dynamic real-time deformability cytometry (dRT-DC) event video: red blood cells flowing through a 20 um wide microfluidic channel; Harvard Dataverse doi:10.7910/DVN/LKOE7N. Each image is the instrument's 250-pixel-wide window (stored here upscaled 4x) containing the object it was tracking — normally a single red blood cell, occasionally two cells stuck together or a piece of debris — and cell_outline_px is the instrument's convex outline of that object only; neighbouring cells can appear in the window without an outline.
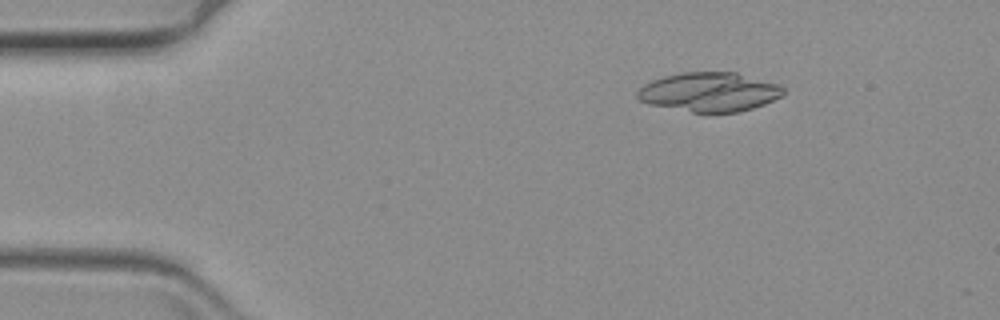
{"species": "common noctule bat (a hibernating species)", "species_latin": "Nyctalus noctula", "temperature_condition": "warm", "stored_images_in_passage": 20, "camera_frame_rate_fps": 3000, "um_per_image_px": 0.085, "animal": {"sex": "female", "body_mass_g": 19.3, "forearm_length_mm": 54.1}, "frame": {"image": 1, "passage_image": 9, "time_ms": 2.667, "image_size_px": [1000, 320], "cell_outline_px": [[784, 96], [764, 104], [740, 112], [692, 112], [648, 104], [640, 100], [636, 96], [636, 92], [644, 84], [652, 80], [664, 76], [680, 72], [736, 72], [776, 84], [784, 88]], "centroid_in_image_um": [60.28, 7.82], "position_along_channel_um": 24.7, "area_um2": 33.29}}